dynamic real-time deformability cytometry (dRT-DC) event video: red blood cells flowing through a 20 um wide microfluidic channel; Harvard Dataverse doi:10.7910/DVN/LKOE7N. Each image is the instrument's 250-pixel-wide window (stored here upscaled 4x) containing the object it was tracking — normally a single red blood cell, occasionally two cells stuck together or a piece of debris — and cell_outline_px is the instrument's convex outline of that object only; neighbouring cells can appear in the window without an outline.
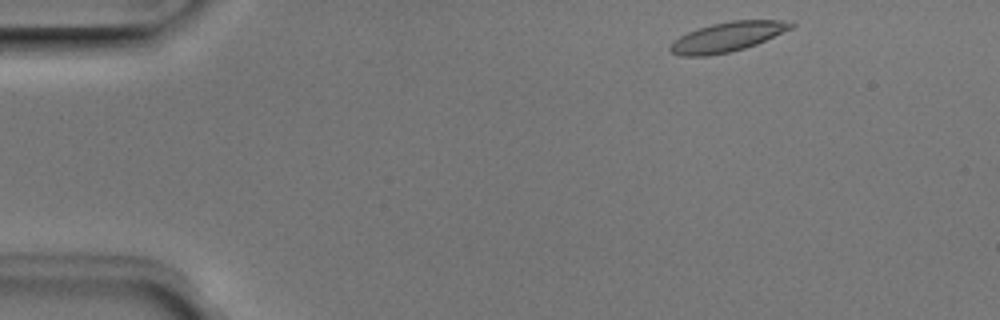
{"species": "Egyptian fruit bat (a non-hibernating species)", "species_latin": "Rousettus aegyptiacus", "temperature_condition": "room temperature", "stored_images_in_passage": 12, "camera_frame_rate_fps": 3000, "um_per_image_px": 0.085, "animal": {"sex": "male"}, "frame": {"image": 1, "passage_image": 2, "time_ms": 0.333, "image_size_px": [1000, 320], "cell_outline_px": [[796, 24], [792, 28], [756, 44], [744, 48], [728, 52], [708, 56], [684, 56], [672, 52], [668, 48], [680, 36], [688, 32], [712, 24], [732, 20], [780, 20]], "centroid_in_image_um": [61.84, 3.13], "position_along_channel_um": 23.2, "area_um2": 20.4}}
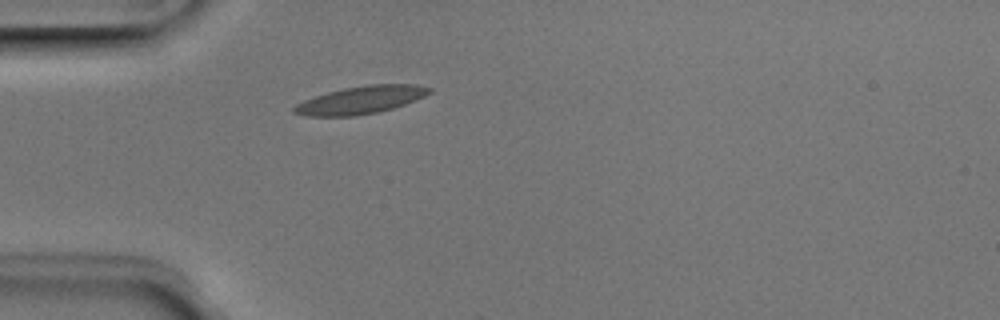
{"frame": {"image": 2, "passage_image": 10, "time_ms": 3.0, "image_size_px": [1000, 320], "cell_outline_px": [[432, 92], [424, 96], [404, 104], [392, 108], [376, 112], [356, 116], [308, 116], [292, 112], [292, 108], [296, 104], [304, 100], [328, 92], [344, 88], [368, 84], [416, 84], [432, 88]], "centroid_in_image_um": [30.66, 8.49], "position_along_channel_um": 54.3, "area_um2": 21.68}}